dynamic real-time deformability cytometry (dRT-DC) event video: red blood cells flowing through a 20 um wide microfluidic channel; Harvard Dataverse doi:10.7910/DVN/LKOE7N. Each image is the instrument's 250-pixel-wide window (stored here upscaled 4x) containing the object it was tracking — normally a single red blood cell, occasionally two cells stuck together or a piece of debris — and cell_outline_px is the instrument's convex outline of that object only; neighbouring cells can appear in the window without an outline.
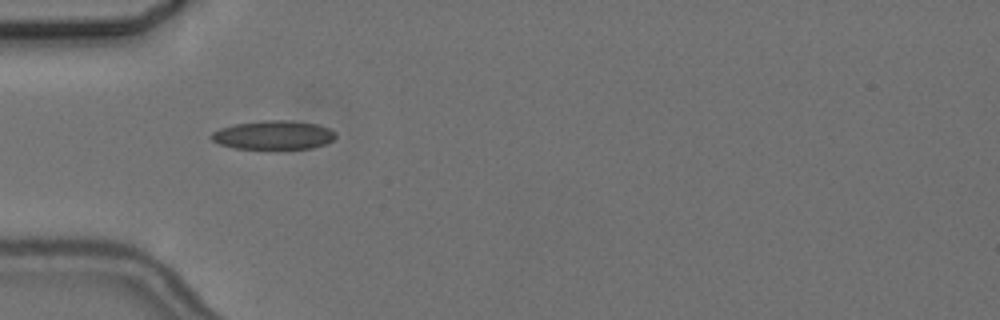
{"species": "common noctule bat (a hibernating species)", "species_latin": "Nyctalus noctula", "temperature_condition": "cold", "stored_images_in_passage": 2, "camera_frame_rate_fps": 3000, "um_per_image_px": 0.085, "animal": {"sex": "female", "body_mass_g": 24.6, "forearm_length_mm": 56.2}, "frame": {"image": 1, "passage_image": 1, "time_ms": 0.0, "image_size_px": [1000, 320], "cell_outline_px": [[336, 136], [332, 140], [324, 144], [312, 148], [276, 152], [232, 148], [220, 144], [212, 140], [208, 136], [212, 132], [220, 128], [236, 124], [260, 120], [292, 120], [316, 124], [328, 128], [336, 132]], "centroid_in_image_um": [23.22, 11.53], "position_along_channel_um": 61.8, "area_um2": 21.96}}
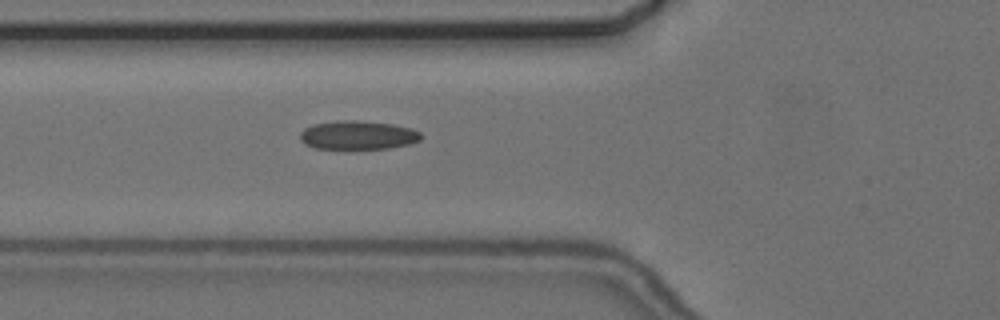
{"frame": {"image": 2, "passage_image": 2, "time_ms": 1.0, "image_size_px": [1000, 320], "cell_outline_px": [[424, 136], [420, 140], [408, 144], [388, 148], [316, 148], [304, 144], [300, 140], [300, 132], [304, 128], [312, 124], [336, 120], [360, 120], [392, 124], [412, 128], [420, 132]], "centroid_in_image_um": [30.41, 11.47], "position_along_channel_um": 95.4, "area_um2": 20.35}}